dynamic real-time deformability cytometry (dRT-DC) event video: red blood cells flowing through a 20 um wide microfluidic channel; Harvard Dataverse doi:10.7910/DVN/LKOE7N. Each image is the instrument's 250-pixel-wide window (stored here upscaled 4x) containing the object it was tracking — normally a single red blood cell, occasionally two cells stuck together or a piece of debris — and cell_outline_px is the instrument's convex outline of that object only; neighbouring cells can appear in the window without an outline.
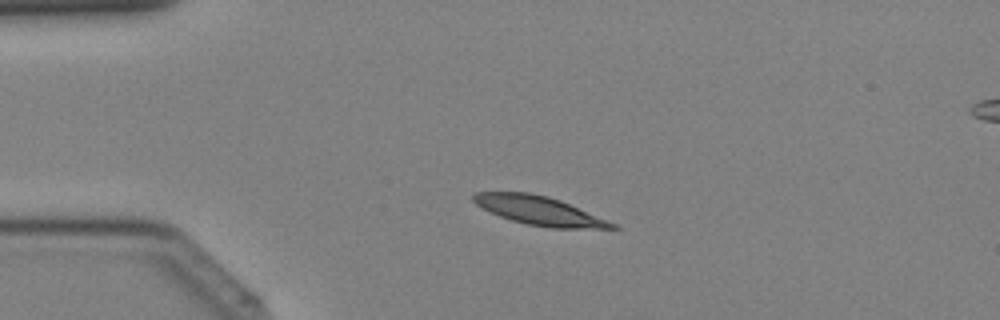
{"species": "Egyptian fruit bat (a non-hibernating species)", "species_latin": "Rousettus aegyptiacus", "temperature_condition": "cold", "stored_images_in_passage": 38, "camera_frame_rate_fps": 3000, "um_per_image_px": 0.085, "animal": {"sex": "female"}, "frame": {"image": 1, "passage_image": 7, "time_ms": 2.0, "image_size_px": [1000, 320], "cell_outline_px": [[620, 228], [552, 228], [528, 224], [512, 220], [500, 216], [476, 204], [472, 200], [472, 196], [476, 192], [528, 192], [548, 196], [560, 200], [616, 224]], "centroid_in_image_um": [45.82, 17.89], "position_along_channel_um": 39.2, "area_um2": 22.77}}
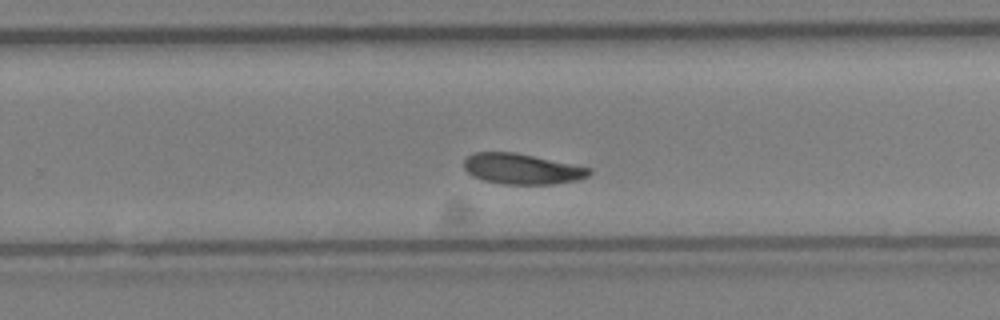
{"frame": {"image": 2, "passage_image": 24, "time_ms": 7.667, "image_size_px": [1000, 320], "cell_outline_px": [[592, 172], [588, 176], [576, 180], [552, 184], [504, 184], [484, 180], [472, 176], [464, 168], [464, 160], [468, 156], [476, 152], [512, 152], [592, 168]], "centroid_in_image_um": [44.35, 14.36], "position_along_channel_um": 285.4, "area_um2": 22.02}}
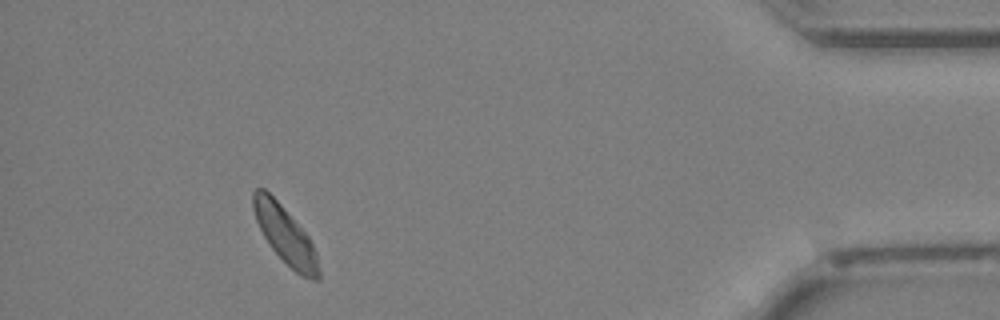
{"frame": {"image": 3, "passage_image": 35, "time_ms": 11.333, "image_size_px": [1000, 320], "cell_outline_px": [[320, 280], [312, 280], [300, 276], [272, 248], [264, 236], [256, 220], [252, 208], [252, 192], [256, 188], [264, 188], [280, 204], [308, 236], [316, 252], [320, 272]], "centroid_in_image_um": [24.24, 19.98], "position_along_channel_um": 411.0, "area_um2": 21.44}}